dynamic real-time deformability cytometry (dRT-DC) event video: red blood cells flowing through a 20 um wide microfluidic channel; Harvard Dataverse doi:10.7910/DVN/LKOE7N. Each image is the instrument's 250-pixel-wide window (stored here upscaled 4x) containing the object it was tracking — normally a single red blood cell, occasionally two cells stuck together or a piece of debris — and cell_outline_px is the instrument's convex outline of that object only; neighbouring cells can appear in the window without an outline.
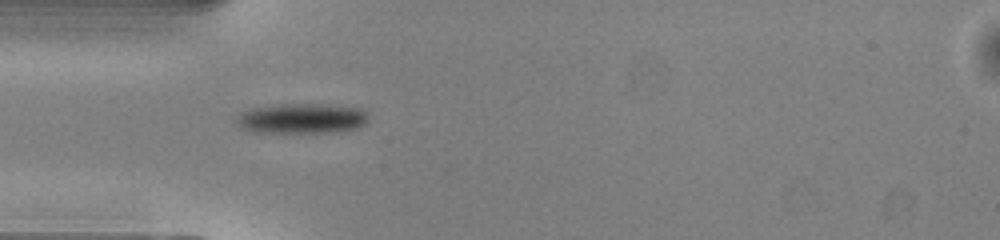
{"species": "common noctule bat (a hibernating species)", "species_latin": "Nyctalus noctula", "temperature_condition": "warm", "stored_images_in_passage": 34, "camera_frame_rate_fps": 3000, "um_per_image_px": 0.085, "animal": {"sex": "male", "body_mass_g": 13.0, "forearm_length_mm": 53.1}, "frame": {"image": 1, "passage_image": 1, "time_ms": 0.0, "image_size_px": [1000, 240], "cell_outline_px": [[368, 120], [360, 128], [340, 132], [256, 132], [244, 128], [236, 124], [236, 116], [252, 108], [280, 104], [320, 104], [360, 108], [364, 112]], "centroid_in_image_um": [25.67, 10.07], "position_along_channel_um": 59.3, "area_um2": 23.0}}
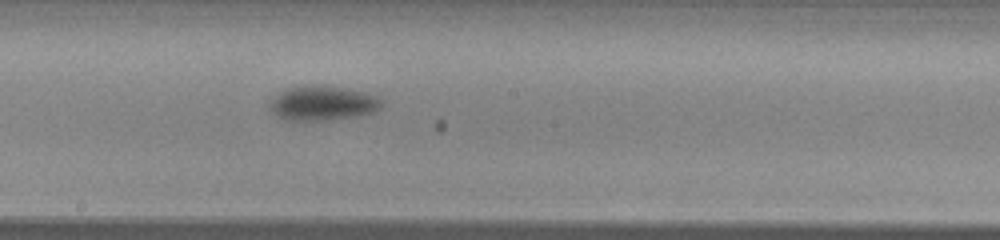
{"frame": {"image": 2, "passage_image": 13, "time_ms": 4.0, "image_size_px": [1000, 240], "cell_outline_px": [[384, 100], [380, 108], [372, 112], [356, 116], [324, 120], [284, 120], [276, 116], [268, 108], [268, 100], [280, 92], [288, 88], [304, 84], [324, 84], [364, 92], [376, 96]], "centroid_in_image_um": [27.36, 8.75], "position_along_channel_um": 220.8, "area_um2": 22.95}}
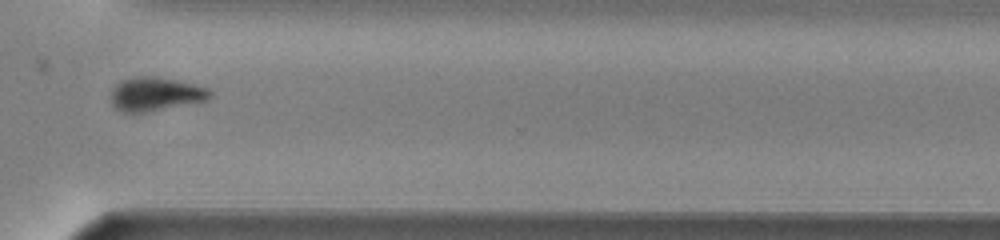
{"frame": {"image": 3, "passage_image": 23, "time_ms": 7.333, "image_size_px": [1000, 240], "cell_outline_px": [[212, 96], [208, 100], [148, 112], [120, 112], [112, 104], [112, 88], [120, 80], [132, 76], [156, 76], [176, 80], [208, 88], [212, 92]], "centroid_in_image_um": [13.21, 7.99], "position_along_channel_um": 357.4, "area_um2": 19.59}, "authors_computed_cell_mechanics": {"area_um2": 21.3571, "velocity_mm_per_s": 4.0975, "shape_relaxation_time_tau1_ms": 1.508, "shape_relaxation_time_tau2_ms": null, "deformation_change_tau1": 0.111, "deformation_change_tau2": null}}